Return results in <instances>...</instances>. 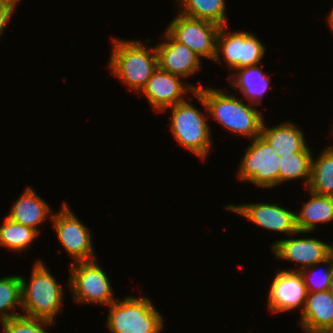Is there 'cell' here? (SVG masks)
<instances>
[{
    "label": "cell",
    "instance_id": "30",
    "mask_svg": "<svg viewBox=\"0 0 333 333\" xmlns=\"http://www.w3.org/2000/svg\"><path fill=\"white\" fill-rule=\"evenodd\" d=\"M329 291H330V293H331V295L333 297V280H332V283L330 285Z\"/></svg>",
    "mask_w": 333,
    "mask_h": 333
},
{
    "label": "cell",
    "instance_id": "20",
    "mask_svg": "<svg viewBox=\"0 0 333 333\" xmlns=\"http://www.w3.org/2000/svg\"><path fill=\"white\" fill-rule=\"evenodd\" d=\"M310 199L296 213V226L302 234L312 233L317 224L333 221V196L318 195L309 190Z\"/></svg>",
    "mask_w": 333,
    "mask_h": 333
},
{
    "label": "cell",
    "instance_id": "14",
    "mask_svg": "<svg viewBox=\"0 0 333 333\" xmlns=\"http://www.w3.org/2000/svg\"><path fill=\"white\" fill-rule=\"evenodd\" d=\"M308 295L301 272L278 270L275 273L267 296V307L271 313L302 312Z\"/></svg>",
    "mask_w": 333,
    "mask_h": 333
},
{
    "label": "cell",
    "instance_id": "4",
    "mask_svg": "<svg viewBox=\"0 0 333 333\" xmlns=\"http://www.w3.org/2000/svg\"><path fill=\"white\" fill-rule=\"evenodd\" d=\"M171 110L170 132L176 142L202 161L208 157L212 148V132L206 115L190 101L166 108Z\"/></svg>",
    "mask_w": 333,
    "mask_h": 333
},
{
    "label": "cell",
    "instance_id": "26",
    "mask_svg": "<svg viewBox=\"0 0 333 333\" xmlns=\"http://www.w3.org/2000/svg\"><path fill=\"white\" fill-rule=\"evenodd\" d=\"M0 324L2 326V333H49L45 327L55 325V322L29 317L22 313Z\"/></svg>",
    "mask_w": 333,
    "mask_h": 333
},
{
    "label": "cell",
    "instance_id": "6",
    "mask_svg": "<svg viewBox=\"0 0 333 333\" xmlns=\"http://www.w3.org/2000/svg\"><path fill=\"white\" fill-rule=\"evenodd\" d=\"M70 265L66 286L72 292L74 302L107 307L118 299L114 297L108 275L96 259Z\"/></svg>",
    "mask_w": 333,
    "mask_h": 333
},
{
    "label": "cell",
    "instance_id": "12",
    "mask_svg": "<svg viewBox=\"0 0 333 333\" xmlns=\"http://www.w3.org/2000/svg\"><path fill=\"white\" fill-rule=\"evenodd\" d=\"M291 234L289 239H281L272 243V251L276 259H282L297 263L299 268L290 271H302L305 268L323 263L332 256V244L314 238H294L297 234ZM291 237V238H290Z\"/></svg>",
    "mask_w": 333,
    "mask_h": 333
},
{
    "label": "cell",
    "instance_id": "9",
    "mask_svg": "<svg viewBox=\"0 0 333 333\" xmlns=\"http://www.w3.org/2000/svg\"><path fill=\"white\" fill-rule=\"evenodd\" d=\"M49 220L56 229L60 244L73 259L71 263L97 259L90 230L72 212L67 202L63 201L60 211L54 212Z\"/></svg>",
    "mask_w": 333,
    "mask_h": 333
},
{
    "label": "cell",
    "instance_id": "17",
    "mask_svg": "<svg viewBox=\"0 0 333 333\" xmlns=\"http://www.w3.org/2000/svg\"><path fill=\"white\" fill-rule=\"evenodd\" d=\"M34 189L27 186L20 197L13 203L7 215L10 220L38 229L48 218H52L51 207L43 198L38 196ZM49 216V217H48Z\"/></svg>",
    "mask_w": 333,
    "mask_h": 333
},
{
    "label": "cell",
    "instance_id": "5",
    "mask_svg": "<svg viewBox=\"0 0 333 333\" xmlns=\"http://www.w3.org/2000/svg\"><path fill=\"white\" fill-rule=\"evenodd\" d=\"M106 325L111 333H160L164 318L147 296H126L108 306Z\"/></svg>",
    "mask_w": 333,
    "mask_h": 333
},
{
    "label": "cell",
    "instance_id": "25",
    "mask_svg": "<svg viewBox=\"0 0 333 333\" xmlns=\"http://www.w3.org/2000/svg\"><path fill=\"white\" fill-rule=\"evenodd\" d=\"M22 305L21 279L18 275L0 278V323L21 315L16 311Z\"/></svg>",
    "mask_w": 333,
    "mask_h": 333
},
{
    "label": "cell",
    "instance_id": "8",
    "mask_svg": "<svg viewBox=\"0 0 333 333\" xmlns=\"http://www.w3.org/2000/svg\"><path fill=\"white\" fill-rule=\"evenodd\" d=\"M246 147L237 170L238 180L265 189L277 187L281 157L261 135L252 139Z\"/></svg>",
    "mask_w": 333,
    "mask_h": 333
},
{
    "label": "cell",
    "instance_id": "1",
    "mask_svg": "<svg viewBox=\"0 0 333 333\" xmlns=\"http://www.w3.org/2000/svg\"><path fill=\"white\" fill-rule=\"evenodd\" d=\"M225 88H207L201 86L193 96L209 113V117L234 135L254 139L260 136L264 116L255 104L241 101L236 94L227 93ZM246 103V104H245Z\"/></svg>",
    "mask_w": 333,
    "mask_h": 333
},
{
    "label": "cell",
    "instance_id": "7",
    "mask_svg": "<svg viewBox=\"0 0 333 333\" xmlns=\"http://www.w3.org/2000/svg\"><path fill=\"white\" fill-rule=\"evenodd\" d=\"M265 53L266 47L255 34L244 30L231 32L228 25L219 28L214 62L221 65V58L225 59V64L231 69L229 72L262 64Z\"/></svg>",
    "mask_w": 333,
    "mask_h": 333
},
{
    "label": "cell",
    "instance_id": "29",
    "mask_svg": "<svg viewBox=\"0 0 333 333\" xmlns=\"http://www.w3.org/2000/svg\"><path fill=\"white\" fill-rule=\"evenodd\" d=\"M326 20L333 33V8L331 12H329L328 15L326 16Z\"/></svg>",
    "mask_w": 333,
    "mask_h": 333
},
{
    "label": "cell",
    "instance_id": "31",
    "mask_svg": "<svg viewBox=\"0 0 333 333\" xmlns=\"http://www.w3.org/2000/svg\"><path fill=\"white\" fill-rule=\"evenodd\" d=\"M325 333H333V328L329 329V330L326 331Z\"/></svg>",
    "mask_w": 333,
    "mask_h": 333
},
{
    "label": "cell",
    "instance_id": "16",
    "mask_svg": "<svg viewBox=\"0 0 333 333\" xmlns=\"http://www.w3.org/2000/svg\"><path fill=\"white\" fill-rule=\"evenodd\" d=\"M299 325L304 333H325L333 328V297L329 290L308 292Z\"/></svg>",
    "mask_w": 333,
    "mask_h": 333
},
{
    "label": "cell",
    "instance_id": "22",
    "mask_svg": "<svg viewBox=\"0 0 333 333\" xmlns=\"http://www.w3.org/2000/svg\"><path fill=\"white\" fill-rule=\"evenodd\" d=\"M318 195L333 196V145L312 158L311 180L307 188Z\"/></svg>",
    "mask_w": 333,
    "mask_h": 333
},
{
    "label": "cell",
    "instance_id": "13",
    "mask_svg": "<svg viewBox=\"0 0 333 333\" xmlns=\"http://www.w3.org/2000/svg\"><path fill=\"white\" fill-rule=\"evenodd\" d=\"M280 205L267 202L244 203L242 205L233 203L226 205L224 208L271 232L287 235L297 233L296 212L284 208L282 204Z\"/></svg>",
    "mask_w": 333,
    "mask_h": 333
},
{
    "label": "cell",
    "instance_id": "2",
    "mask_svg": "<svg viewBox=\"0 0 333 333\" xmlns=\"http://www.w3.org/2000/svg\"><path fill=\"white\" fill-rule=\"evenodd\" d=\"M112 52L107 65L112 75L129 90L140 93L146 86L152 73L158 68L156 46H147L151 42L146 39L143 43L137 40L112 38ZM145 43V44H144ZM149 47V48H148Z\"/></svg>",
    "mask_w": 333,
    "mask_h": 333
},
{
    "label": "cell",
    "instance_id": "18",
    "mask_svg": "<svg viewBox=\"0 0 333 333\" xmlns=\"http://www.w3.org/2000/svg\"><path fill=\"white\" fill-rule=\"evenodd\" d=\"M304 131L290 121L267 127L265 120L260 135L280 157L294 152H312Z\"/></svg>",
    "mask_w": 333,
    "mask_h": 333
},
{
    "label": "cell",
    "instance_id": "28",
    "mask_svg": "<svg viewBox=\"0 0 333 333\" xmlns=\"http://www.w3.org/2000/svg\"><path fill=\"white\" fill-rule=\"evenodd\" d=\"M20 0H0V37L9 25ZM1 39V38H0Z\"/></svg>",
    "mask_w": 333,
    "mask_h": 333
},
{
    "label": "cell",
    "instance_id": "19",
    "mask_svg": "<svg viewBox=\"0 0 333 333\" xmlns=\"http://www.w3.org/2000/svg\"><path fill=\"white\" fill-rule=\"evenodd\" d=\"M227 78L235 91L238 89L249 104L252 103L256 106L261 104L265 91L271 85V76L266 72L264 73L261 64L232 71Z\"/></svg>",
    "mask_w": 333,
    "mask_h": 333
},
{
    "label": "cell",
    "instance_id": "11",
    "mask_svg": "<svg viewBox=\"0 0 333 333\" xmlns=\"http://www.w3.org/2000/svg\"><path fill=\"white\" fill-rule=\"evenodd\" d=\"M183 79L158 67L140 93L146 97L153 111L160 113L168 107L184 102L187 100L184 98L187 93L194 94L201 88L199 85L184 83Z\"/></svg>",
    "mask_w": 333,
    "mask_h": 333
},
{
    "label": "cell",
    "instance_id": "24",
    "mask_svg": "<svg viewBox=\"0 0 333 333\" xmlns=\"http://www.w3.org/2000/svg\"><path fill=\"white\" fill-rule=\"evenodd\" d=\"M39 235L35 229L6 217L0 225V246L13 252H23Z\"/></svg>",
    "mask_w": 333,
    "mask_h": 333
},
{
    "label": "cell",
    "instance_id": "10",
    "mask_svg": "<svg viewBox=\"0 0 333 333\" xmlns=\"http://www.w3.org/2000/svg\"><path fill=\"white\" fill-rule=\"evenodd\" d=\"M219 28L220 26L215 23L178 13L170 21L166 30L200 58L214 61Z\"/></svg>",
    "mask_w": 333,
    "mask_h": 333
},
{
    "label": "cell",
    "instance_id": "23",
    "mask_svg": "<svg viewBox=\"0 0 333 333\" xmlns=\"http://www.w3.org/2000/svg\"><path fill=\"white\" fill-rule=\"evenodd\" d=\"M313 152H294L281 156L279 168V185L290 180H304L305 189L311 180Z\"/></svg>",
    "mask_w": 333,
    "mask_h": 333
},
{
    "label": "cell",
    "instance_id": "3",
    "mask_svg": "<svg viewBox=\"0 0 333 333\" xmlns=\"http://www.w3.org/2000/svg\"><path fill=\"white\" fill-rule=\"evenodd\" d=\"M30 274V280L20 276L23 315L55 322L65 298L63 285L40 259L33 264Z\"/></svg>",
    "mask_w": 333,
    "mask_h": 333
},
{
    "label": "cell",
    "instance_id": "15",
    "mask_svg": "<svg viewBox=\"0 0 333 333\" xmlns=\"http://www.w3.org/2000/svg\"><path fill=\"white\" fill-rule=\"evenodd\" d=\"M163 42L156 44L158 67L166 72L188 78L201 70L202 58L177 41L166 29Z\"/></svg>",
    "mask_w": 333,
    "mask_h": 333
},
{
    "label": "cell",
    "instance_id": "21",
    "mask_svg": "<svg viewBox=\"0 0 333 333\" xmlns=\"http://www.w3.org/2000/svg\"><path fill=\"white\" fill-rule=\"evenodd\" d=\"M179 13L194 19L206 20L219 25H228L226 0H176Z\"/></svg>",
    "mask_w": 333,
    "mask_h": 333
},
{
    "label": "cell",
    "instance_id": "27",
    "mask_svg": "<svg viewBox=\"0 0 333 333\" xmlns=\"http://www.w3.org/2000/svg\"><path fill=\"white\" fill-rule=\"evenodd\" d=\"M322 264L325 265V269L323 270V272H321V274L320 272H318V274H315V269L317 268V266H321ZM300 272L308 292L327 291L329 290L333 280V256H331L323 263L305 268ZM317 275H319L320 277H318Z\"/></svg>",
    "mask_w": 333,
    "mask_h": 333
}]
</instances>
